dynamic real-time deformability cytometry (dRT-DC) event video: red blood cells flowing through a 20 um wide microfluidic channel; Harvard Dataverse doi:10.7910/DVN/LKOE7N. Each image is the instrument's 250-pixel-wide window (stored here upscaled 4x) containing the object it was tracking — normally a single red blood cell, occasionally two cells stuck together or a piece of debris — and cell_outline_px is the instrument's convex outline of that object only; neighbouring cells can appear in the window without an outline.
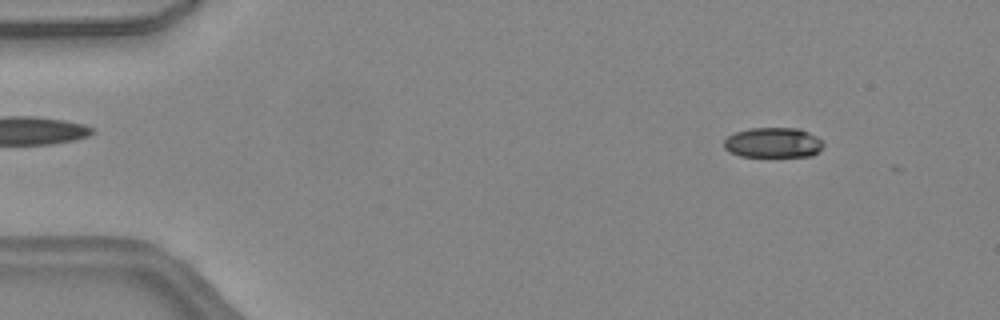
{"species": "common noctule bat (a hibernating species)", "species_latin": "Nyctalus noctula", "temperature_condition": "warm", "stored_images_in_passage": 11, "camera_frame_rate_fps": 3000, "um_per_image_px": 0.085, "animal": {"sex": "female", "body_mass_g": 24.6, "forearm_length_mm": 56.2}, "frame": {"image": 1, "passage_image": 5, "time_ms": 1.333, "image_size_px": [1000, 320], "cell_outline_px": [[824, 144], [812, 156], [740, 156], [728, 152], [724, 148], [724, 140], [728, 136], [736, 132], [748, 128], [800, 128], [816, 136]], "centroid_in_image_um": [65.68, 12.12], "position_along_channel_um": 19.3, "area_um2": 17.4}}